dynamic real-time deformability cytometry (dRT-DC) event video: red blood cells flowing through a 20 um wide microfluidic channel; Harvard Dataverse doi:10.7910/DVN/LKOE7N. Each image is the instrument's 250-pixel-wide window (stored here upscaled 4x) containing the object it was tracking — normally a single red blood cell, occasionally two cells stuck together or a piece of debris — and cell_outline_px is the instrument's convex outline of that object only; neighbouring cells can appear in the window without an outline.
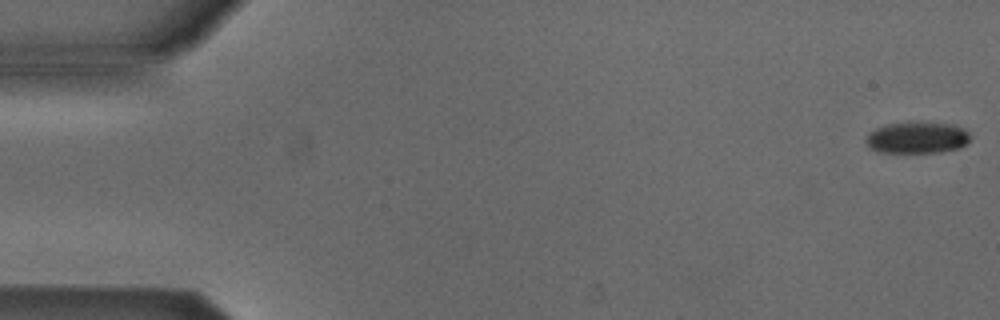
{"species": "Egyptian fruit bat (a non-hibernating species)", "species_latin": "Rousettus aegyptiacus", "temperature_condition": "cold", "stored_images_in_passage": 53, "camera_frame_rate_fps": 3000, "um_per_image_px": 0.085, "animal": {"sex": "male"}, "frame": {"image": 1, "passage_image": 1, "time_ms": 0.0, "image_size_px": [1000, 320], "cell_outline_px": [[968, 140], [960, 148], [940, 152], [876, 152], [864, 140], [868, 132], [876, 128], [888, 124], [952, 124], [964, 128], [968, 132]], "centroid_in_image_um": [77.93, 11.73], "position_along_channel_um": 7.1, "area_um2": 18.55}}
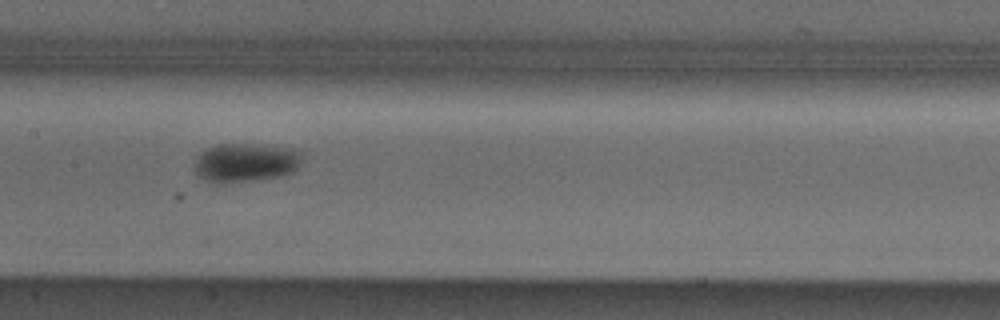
{"frame": {"image": 2, "passage_image": 26, "time_ms": 8.333, "image_size_px": [1000, 320], "cell_outline_px": [[300, 160], [296, 168], [292, 172], [280, 176], [220, 184], [204, 180], [196, 172], [196, 160], [200, 152], [208, 148], [220, 144], [256, 144], [292, 148], [300, 152]], "centroid_in_image_um": [20.85, 13.81], "position_along_channel_um": 186.5, "area_um2": 24.04}}
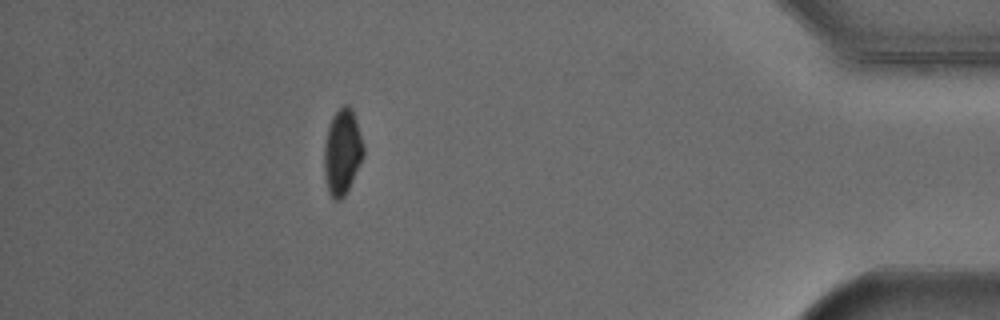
{"frame": {"image": 3, "passage_image": 47, "time_ms": 15.333, "image_size_px": [1000, 320], "cell_outline_px": [[364, 156], [344, 196], [340, 200], [332, 200], [328, 192], [324, 176], [324, 144], [328, 128], [332, 116], [344, 104], [348, 104], [352, 108], [364, 144]], "centroid_in_image_um": [29.09, 12.92], "position_along_channel_um": 406.1, "area_um2": 19.71}, "authors_computed_cell_mechanics": {"area_um2": 21.2704, "velocity_mm_per_s": 3.8977, "shape_relaxation_time_tau1_ms": 2.3446, "shape_relaxation_time_tau2_ms": null, "deformation_change_tau1": 0.0501, "deformation_change_tau2": null}}